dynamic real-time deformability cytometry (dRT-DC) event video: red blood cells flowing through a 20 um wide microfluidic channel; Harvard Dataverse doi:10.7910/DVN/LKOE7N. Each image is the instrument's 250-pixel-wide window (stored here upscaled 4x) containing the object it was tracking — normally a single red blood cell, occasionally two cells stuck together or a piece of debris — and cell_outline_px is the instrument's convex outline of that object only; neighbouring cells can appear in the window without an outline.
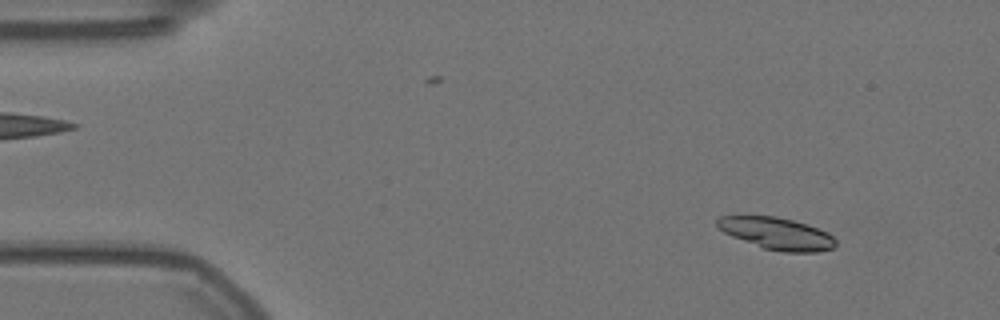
{"species": "Egyptian fruit bat (a non-hibernating species)", "species_latin": "Rousettus aegyptiacus", "temperature_condition": "warm", "stored_images_in_passage": 57, "camera_frame_rate_fps": 3000, "um_per_image_px": 0.085, "animal": {"sex": "female"}, "frame": {"image": 1, "passage_image": 6, "time_ms": 1.667, "image_size_px": [1000, 320], "cell_outline_px": [[836, 244], [832, 248], [816, 252], [784, 252], [764, 248], [732, 236], [724, 232], [716, 224], [716, 220], [720, 216], [776, 216], [808, 224], [828, 232], [836, 240]], "centroid_in_image_um": [66.05, 19.84], "position_along_channel_um": 18.9, "area_um2": 21.91}}
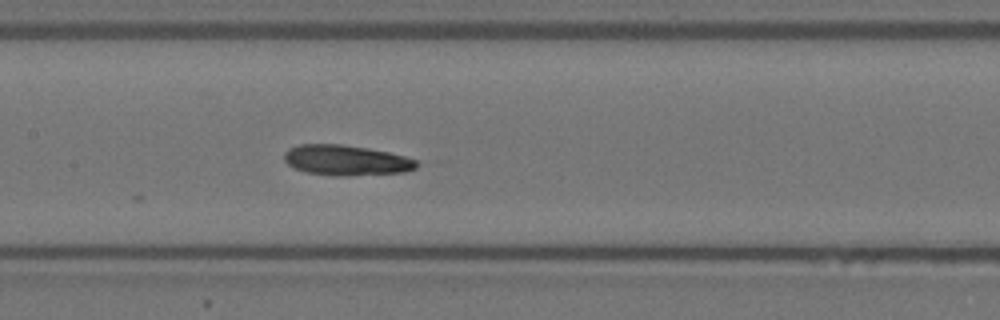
{"frame": {"image": 2, "passage_image": 27, "time_ms": 8.667, "image_size_px": [1000, 320], "cell_outline_px": [[420, 164], [416, 168], [404, 172], [348, 176], [332, 176], [304, 172], [292, 168], [284, 160], [284, 152], [288, 148], [300, 144], [340, 144], [368, 148], [388, 152], [404, 156], [416, 160]], "centroid_in_image_um": [29.39, 13.63], "position_along_channel_um": 178.0, "area_um2": 23.7}}
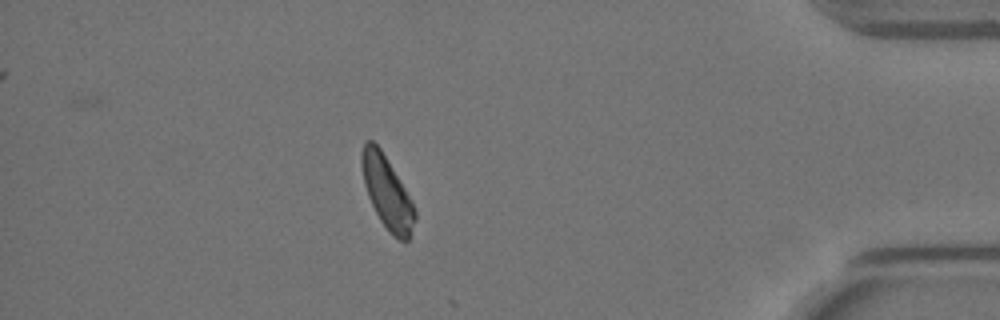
{"frame": {"image": 3, "passage_image": 50, "time_ms": 16.333, "image_size_px": [1000, 320], "cell_outline_px": [[416, 220], [408, 240], [400, 240], [380, 220], [368, 196], [364, 184], [360, 164], [360, 152], [364, 140], [372, 140], [380, 148], [412, 200], [416, 208]], "centroid_in_image_um": [32.88, 16.29], "position_along_channel_um": 402.3, "area_um2": 22.2}, "authors_computed_cell_mechanics": {"area_um2": 22.7154, "velocity_mm_per_s": 3.5149, "shape_relaxation_time_tau1_ms": 4.6879, "shape_relaxation_time_tau2_ms": 2.0803, "deformation_change_tau1": 0.1714, "deformation_change_tau2": 0.0936}}